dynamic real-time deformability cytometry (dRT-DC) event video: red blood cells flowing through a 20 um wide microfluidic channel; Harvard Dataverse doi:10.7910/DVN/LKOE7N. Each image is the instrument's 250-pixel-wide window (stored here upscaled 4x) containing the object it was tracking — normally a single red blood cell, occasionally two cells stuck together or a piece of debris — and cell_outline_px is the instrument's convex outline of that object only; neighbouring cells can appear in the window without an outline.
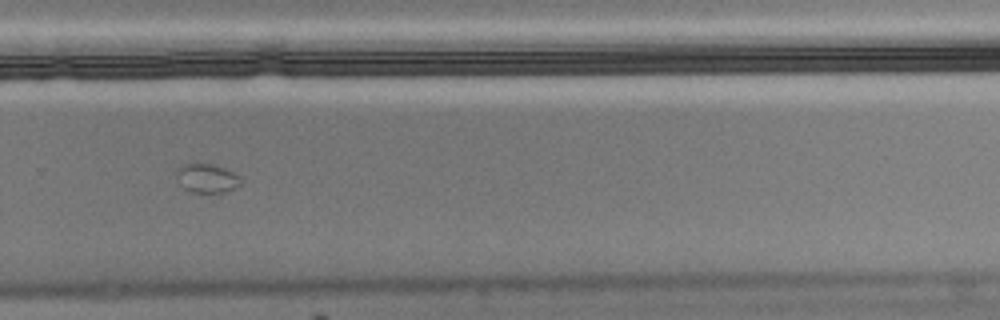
{"species": "Egyptian fruit bat (a non-hibernating species)", "species_latin": "Rousettus aegyptiacus", "temperature_condition": "cold", "stored_images_in_passage": 46, "camera_frame_rate_fps": 3000, "um_per_image_px": 0.085, "animal": {"sex": "male"}, "frame": {"image": 1, "passage_image": 28, "time_ms": 9.0, "image_size_px": [1000, 320], "cell_outline_px": [[244, 180], [240, 184], [224, 192], [192, 192], [184, 188], [180, 184], [176, 172], [184, 164], [196, 160], [212, 164], [224, 168], [240, 176]], "centroid_in_image_um": [17.59, 15.1], "position_along_channel_um": 312.2, "area_um2": 10.98}}
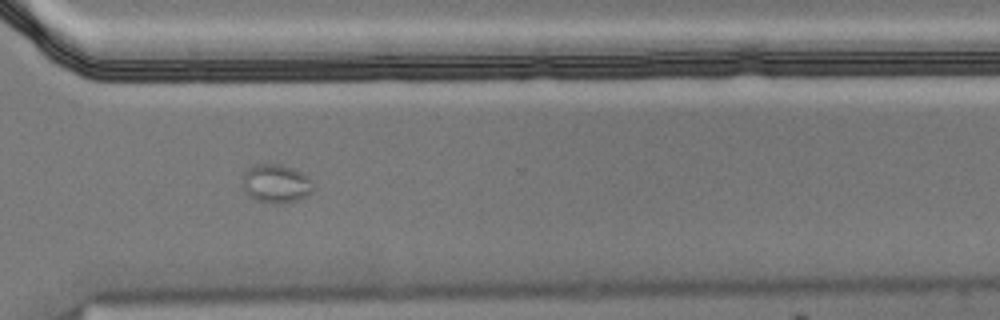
{"frame": {"image": 2, "passage_image": 31, "time_ms": 10.0, "image_size_px": [1000, 320], "cell_outline_px": [[316, 188], [308, 196], [296, 200], [280, 204], [272, 204], [256, 200], [248, 196], [244, 192], [244, 172], [252, 164], [280, 164], [292, 168], [308, 176]], "centroid_in_image_um": [23.48, 15.62], "position_along_channel_um": 347.1, "area_um2": 16.13}}
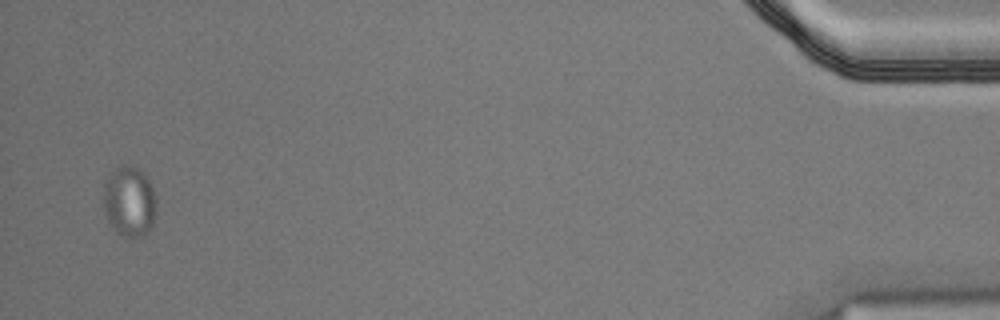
{"frame": {"image": 3, "passage_image": 45, "time_ms": 14.667, "image_size_px": [1000, 320], "cell_outline_px": [[156, 208], [152, 224], [140, 236], [120, 236], [112, 228], [108, 220], [104, 208], [104, 184], [112, 172], [120, 164], [124, 164], [136, 168], [148, 176], [156, 196]], "centroid_in_image_um": [11.0, 17.1], "position_along_channel_um": 424.2, "area_um2": 21.56}}